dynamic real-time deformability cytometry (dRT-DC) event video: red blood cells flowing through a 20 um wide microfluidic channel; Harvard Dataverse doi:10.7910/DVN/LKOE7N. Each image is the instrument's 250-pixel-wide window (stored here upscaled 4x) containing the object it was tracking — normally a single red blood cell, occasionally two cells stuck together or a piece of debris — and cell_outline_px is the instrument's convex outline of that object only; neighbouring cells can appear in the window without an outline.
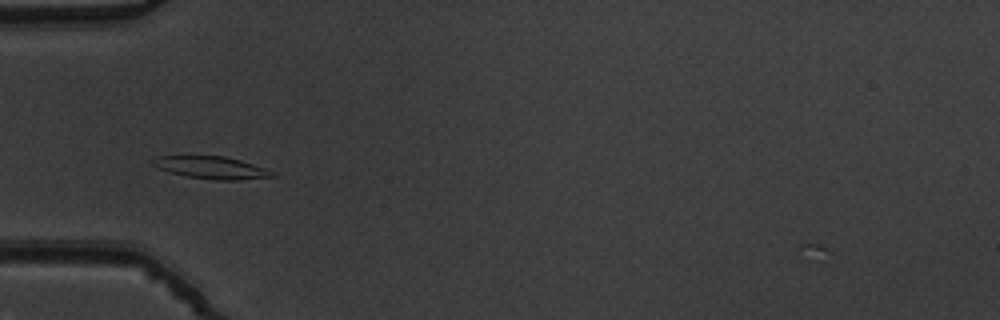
{"species": "common noctule bat (a hibernating species)", "species_latin": "Nyctalus noctula", "temperature_condition": "warm", "stored_images_in_passage": 38, "camera_frame_rate_fps": 3000, "um_per_image_px": 0.085, "animal": {"sex": "male", "body_mass_g": 19.5, "forearm_length_mm": 54.6}, "frame": {"image": 1, "passage_image": 1, "time_ms": 0.0, "image_size_px": [1000, 320], "cell_outline_px": [[276, 176], [240, 180], [216, 180], [184, 176], [168, 172], [156, 168], [148, 164], [148, 160], [156, 156], [224, 156], [240, 160], [264, 168], [272, 172]], "centroid_in_image_um": [17.83, 14.24], "position_along_channel_um": 67.2, "area_um2": 15.78}}
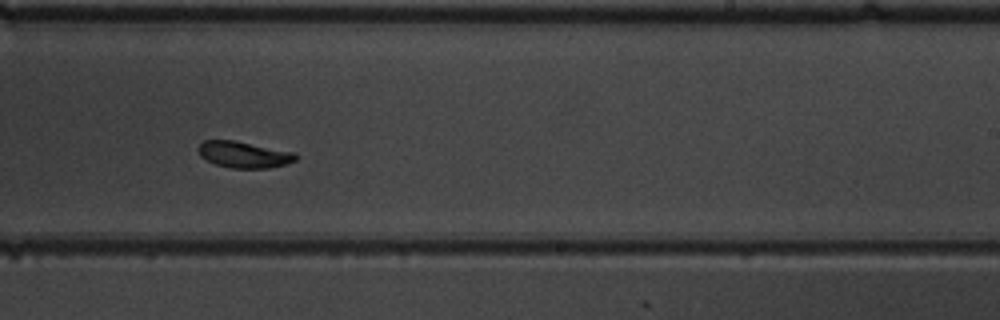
{"frame": {"image": 2, "passage_image": 17, "time_ms": 5.333, "image_size_px": [1000, 320], "cell_outline_px": [[296, 160], [284, 164], [268, 168], [232, 168], [216, 164], [200, 156], [196, 148], [204, 140], [232, 140], [296, 152]], "centroid_in_image_um": [20.71, 13.13], "position_along_channel_um": 268.3, "area_um2": 14.85}}
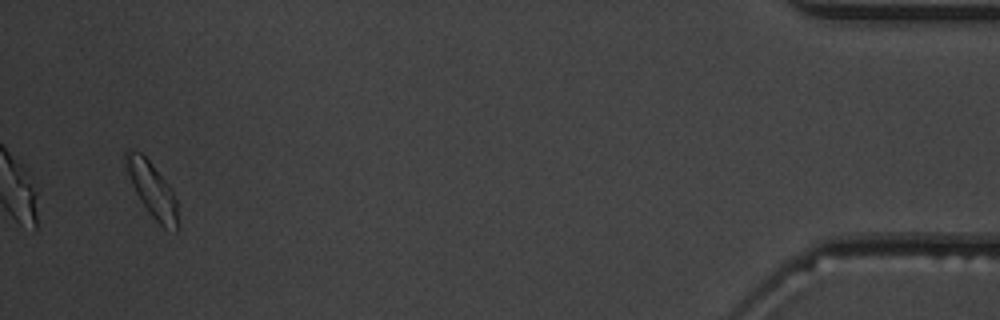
{"frame": {"image": 3, "passage_image": 35, "time_ms": 11.333, "image_size_px": [1000, 320], "cell_outline_px": [[176, 232], [164, 228], [148, 212], [140, 200], [136, 192], [128, 172], [124, 160], [124, 152], [140, 152], [148, 160], [172, 188], [176, 200]], "centroid_in_image_um": [12.94, 16.13], "position_along_channel_um": 422.3, "area_um2": 15.9}}